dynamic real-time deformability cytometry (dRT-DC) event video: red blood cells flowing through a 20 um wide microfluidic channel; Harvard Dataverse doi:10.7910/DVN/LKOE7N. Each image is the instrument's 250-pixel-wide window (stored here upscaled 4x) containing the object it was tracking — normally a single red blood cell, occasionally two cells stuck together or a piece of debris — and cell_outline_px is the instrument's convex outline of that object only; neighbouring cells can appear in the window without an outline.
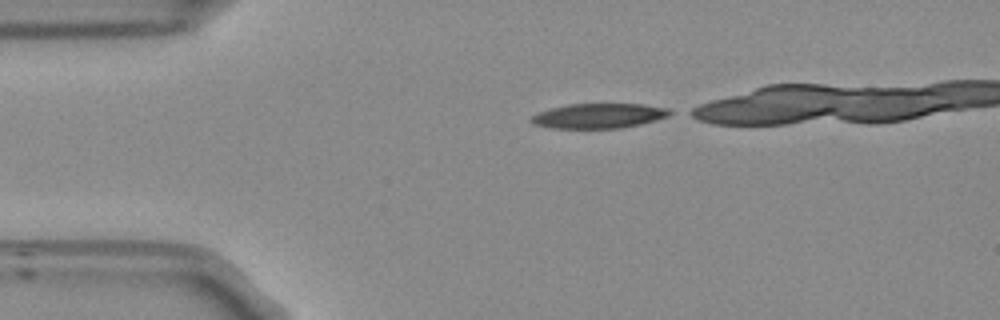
{"species": "Egyptian fruit bat (a non-hibernating species)", "species_latin": "Rousettus aegyptiacus", "temperature_condition": "room temperature", "stored_images_in_passage": 13, "camera_frame_rate_fps": 3000, "um_per_image_px": 0.085, "frame": {"image": 1, "passage_image": 1, "time_ms": 0.0, "image_size_px": [1000, 320], "cell_outline_px": [[676, 112], [668, 116], [656, 120], [640, 124], [620, 128], [548, 128], [532, 124], [528, 120], [528, 116], [548, 108], [568, 104], [644, 104], [668, 108]], "centroid_in_image_um": [50.85, 9.84], "position_along_channel_um": 34.2, "area_um2": 20.46}}
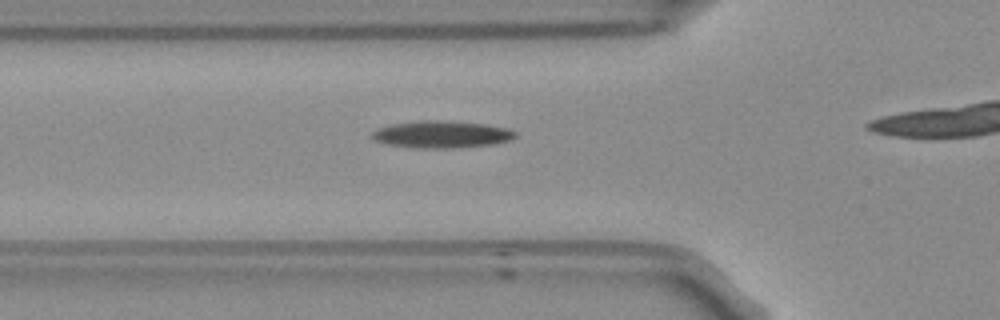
{"frame": {"image": 2, "passage_image": 8, "time_ms": 2.333, "image_size_px": [1000, 320], "cell_outline_px": [[516, 136], [508, 140], [492, 144], [452, 148], [424, 148], [388, 144], [376, 140], [372, 136], [372, 132], [380, 128], [392, 124], [420, 120], [444, 120], [484, 124], [508, 128], [516, 132]], "centroid_in_image_um": [37.56, 11.41], "position_along_channel_um": 88.2, "area_um2": 22.25}}